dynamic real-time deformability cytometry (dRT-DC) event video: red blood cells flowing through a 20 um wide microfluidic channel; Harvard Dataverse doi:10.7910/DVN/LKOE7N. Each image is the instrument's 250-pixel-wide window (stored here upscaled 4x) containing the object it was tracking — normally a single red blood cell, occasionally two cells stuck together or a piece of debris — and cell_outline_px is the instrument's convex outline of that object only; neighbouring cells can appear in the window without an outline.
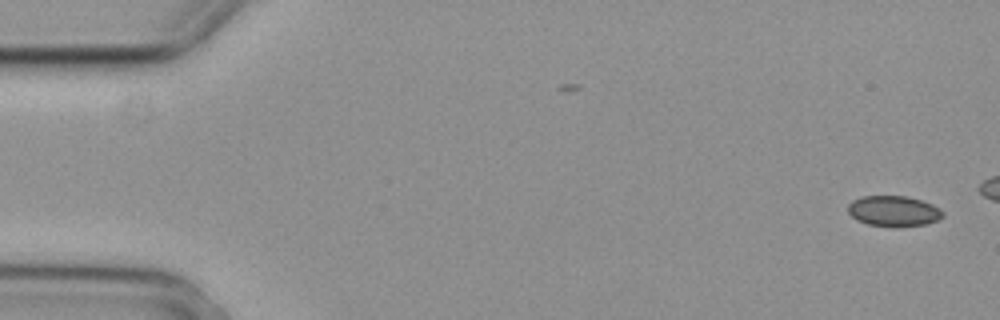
{"species": "common noctule bat (a hibernating species)", "species_latin": "Nyctalus noctula", "temperature_condition": "cold", "stored_images_in_passage": 2, "camera_frame_rate_fps": 3000, "um_per_image_px": 0.085, "animal": {"sex": "female", "body_mass_g": 29.2, "forearm_length_mm": 56.3}, "frame": {"image": 1, "passage_image": 2, "time_ms": 0.333, "image_size_px": [1000, 320], "cell_outline_px": [[944, 216], [940, 220], [924, 224], [868, 224], [856, 220], [848, 212], [848, 204], [852, 200], [860, 196], [908, 196], [932, 204], [940, 208], [944, 212]], "centroid_in_image_um": [75.96, 17.89], "position_along_channel_um": 9.0, "area_um2": 16.42}}